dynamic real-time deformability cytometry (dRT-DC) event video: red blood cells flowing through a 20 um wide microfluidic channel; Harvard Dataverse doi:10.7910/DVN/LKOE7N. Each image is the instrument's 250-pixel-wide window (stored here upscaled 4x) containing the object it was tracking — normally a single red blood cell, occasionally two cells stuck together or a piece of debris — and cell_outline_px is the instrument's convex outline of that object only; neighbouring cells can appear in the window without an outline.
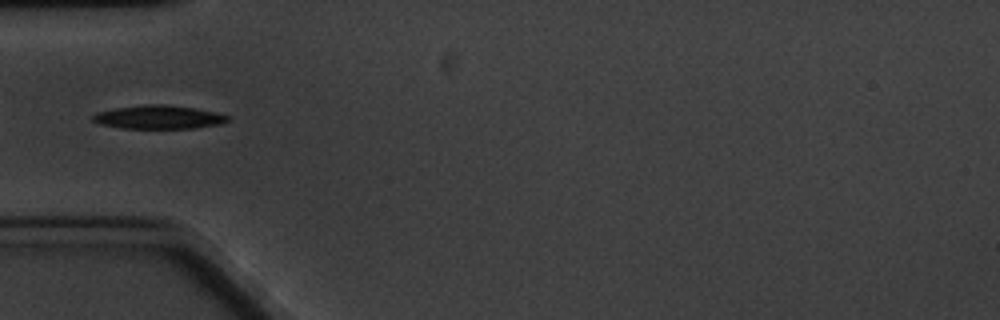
{"species": "common noctule bat (a hibernating species)", "species_latin": "Nyctalus noctula", "temperature_condition": "cold", "stored_images_in_passage": 5, "camera_frame_rate_fps": 3000, "um_per_image_px": 0.085, "animal": {"sex": "male", "body_mass_g": 20.1, "forearm_length_mm": 53.5}, "frame": {"image": 1, "passage_image": 3, "time_ms": 3.333, "image_size_px": [1000, 320], "cell_outline_px": [[228, 120], [220, 124], [196, 128], [120, 128], [100, 124], [92, 120], [92, 116], [96, 112], [116, 108], [148, 104], [168, 104], [216, 112], [228, 116]], "centroid_in_image_um": [13.46, 9.96], "position_along_channel_um": 71.5, "area_um2": 18.38}}